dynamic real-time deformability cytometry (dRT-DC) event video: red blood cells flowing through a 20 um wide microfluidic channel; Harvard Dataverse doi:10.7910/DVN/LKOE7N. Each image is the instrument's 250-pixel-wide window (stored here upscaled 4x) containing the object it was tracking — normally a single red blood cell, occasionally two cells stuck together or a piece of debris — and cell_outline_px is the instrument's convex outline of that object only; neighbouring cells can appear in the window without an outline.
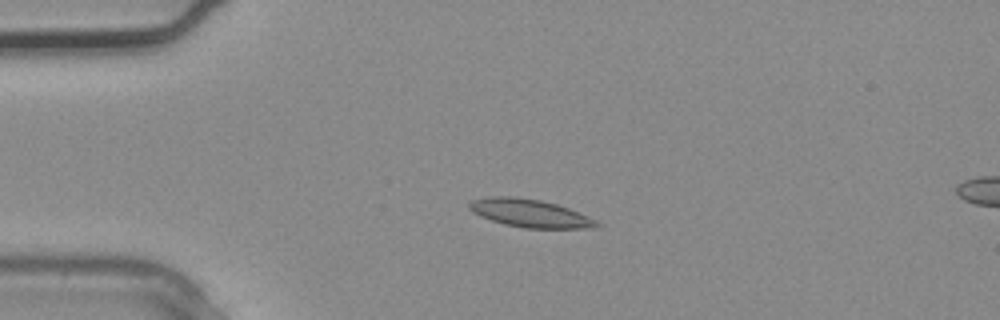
{"species": "common noctule bat (a hibernating species)", "species_latin": "Nyctalus noctula", "temperature_condition": "warm", "stored_images_in_passage": 2, "segment_of_instrument_passage": [1, 2], "camera_frame_rate_fps": 3000, "um_per_image_px": 0.085, "animal": {"sex": "male", "body_mass_g": 20.4}, "frame": {"image": 1, "passage_image": 1, "time_ms": 0.0, "image_size_px": [1000, 320], "cell_outline_px": [[600, 224], [596, 228], [524, 228], [504, 224], [480, 216], [472, 212], [468, 208], [468, 204], [472, 200], [488, 196], [512, 196], [540, 200], [556, 204], [568, 208], [588, 216], [596, 220]], "centroid_in_image_um": [45.02, 18.12], "position_along_channel_um": 40.0, "area_um2": 20.75}}